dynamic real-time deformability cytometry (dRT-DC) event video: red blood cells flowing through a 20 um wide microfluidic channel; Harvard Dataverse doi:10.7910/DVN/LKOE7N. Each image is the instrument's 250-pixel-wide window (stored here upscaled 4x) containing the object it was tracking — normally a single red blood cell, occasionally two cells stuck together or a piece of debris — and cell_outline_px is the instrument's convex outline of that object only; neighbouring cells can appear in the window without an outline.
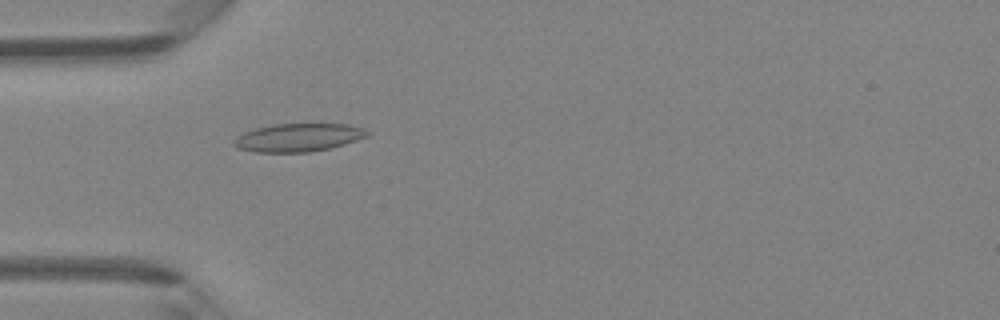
{"species": "Egyptian fruit bat (a non-hibernating species)", "species_latin": "Rousettus aegyptiacus", "temperature_condition": "room temperature", "stored_images_in_passage": 40, "camera_frame_rate_fps": 3000, "um_per_image_px": 0.085, "animal": {"sex": "female"}, "frame": {"image": 1, "passage_image": 7, "time_ms": 2.0, "image_size_px": [1000, 320], "cell_outline_px": [[372, 132], [368, 136], [332, 148], [308, 152], [256, 152], [236, 148], [232, 144], [232, 140], [236, 136], [244, 132], [256, 128], [272, 124], [348, 124], [364, 128]], "centroid_in_image_um": [25.35, 11.69], "position_along_channel_um": 59.7, "area_um2": 22.08}}
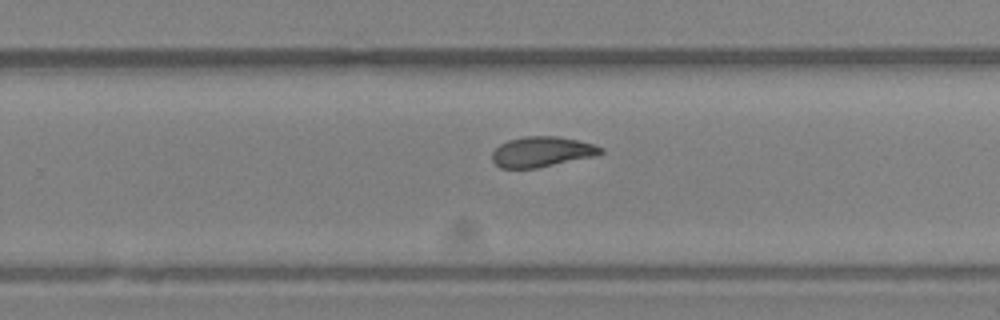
{"frame": {"image": 2, "passage_image": 23, "time_ms": 7.333, "image_size_px": [1000, 320], "cell_outline_px": [[604, 152], [600, 156], [536, 168], [500, 168], [492, 160], [492, 152], [500, 144], [508, 140], [524, 136], [556, 136], [576, 140], [592, 144], [604, 148]], "centroid_in_image_um": [46.1, 12.91], "position_along_channel_um": 283.7, "area_um2": 19.36}}
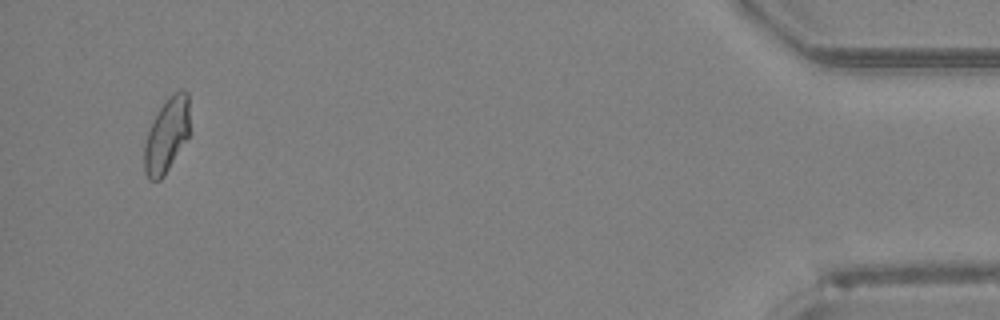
{"frame": {"image": 3, "passage_image": 38, "time_ms": 12.333, "image_size_px": [1000, 320], "cell_outline_px": [[188, 136], [164, 176], [160, 180], [148, 180], [144, 172], [144, 144], [148, 132], [160, 108], [168, 96], [172, 92], [180, 88], [184, 88], [188, 92]], "centroid_in_image_um": [14.16, 11.48], "position_along_channel_um": 421.0, "area_um2": 19.54}, "authors_computed_cell_mechanics": {"area_um2": 19.6231, "velocity_mm_per_s": 4.2821, "shape_relaxation_time_tau1_ms": null, "shape_relaxation_time_tau2_ms": 2.0174, "deformation_change_tau1": null, "deformation_change_tau2": 0.0659}}